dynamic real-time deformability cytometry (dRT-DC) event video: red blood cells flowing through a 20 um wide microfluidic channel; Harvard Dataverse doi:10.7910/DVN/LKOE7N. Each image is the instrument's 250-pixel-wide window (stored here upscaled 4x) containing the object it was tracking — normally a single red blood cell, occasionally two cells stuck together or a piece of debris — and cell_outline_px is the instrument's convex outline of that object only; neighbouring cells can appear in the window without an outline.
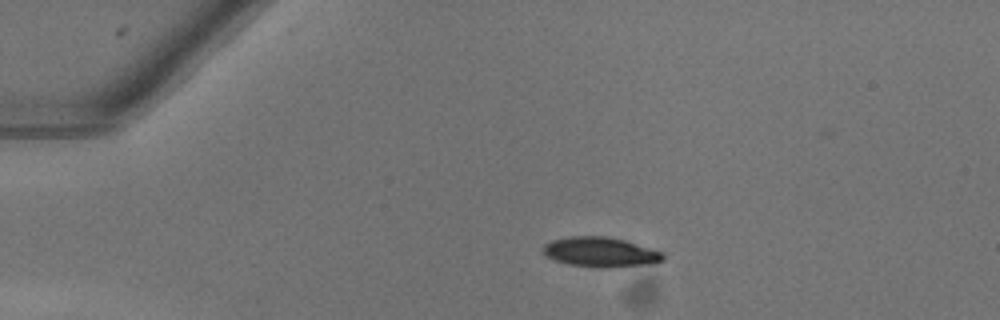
{"species": "common noctule bat (a hibernating species)", "species_latin": "Nyctalus noctula", "temperature_condition": "warm", "stored_images_in_passage": 41, "camera_frame_rate_fps": 3000, "um_per_image_px": 0.085, "animal": {"sex": "female"}, "frame": {"image": 1, "passage_image": 1, "time_ms": 0.0, "image_size_px": [1000, 320], "cell_outline_px": [[664, 260], [652, 264], [612, 268], [600, 268], [568, 264], [544, 256], [544, 244], [552, 240], [568, 236], [604, 236], [624, 240], [664, 252]], "centroid_in_image_um": [51.07, 21.44], "position_along_channel_um": 33.9, "area_um2": 21.04}}
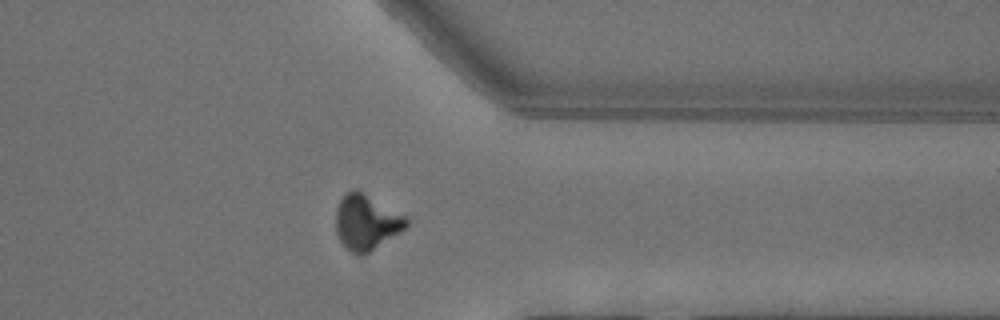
{"frame": {"image": 2, "passage_image": 31, "time_ms": 10.0, "image_size_px": [1000, 320], "cell_outline_px": [[408, 224], [400, 232], [368, 252], [360, 256], [352, 252], [340, 240], [336, 232], [336, 208], [340, 200], [352, 188], [356, 188], [404, 216], [408, 220]], "centroid_in_image_um": [31.11, 18.88], "position_along_channel_um": 380.3, "area_um2": 22.14}}
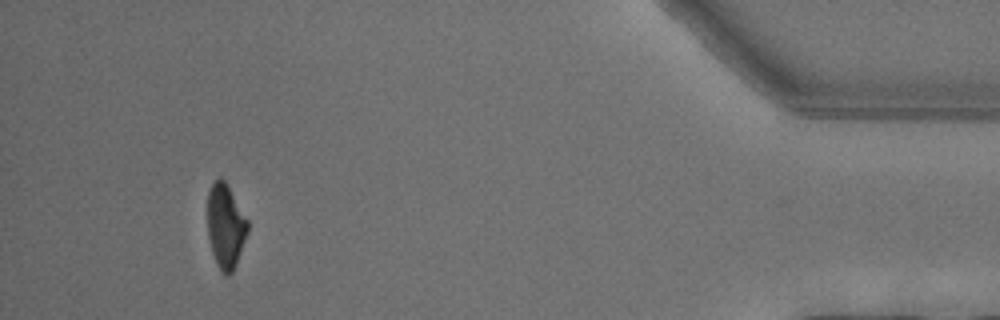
{"frame": {"image": 3, "passage_image": 38, "time_ms": 12.333, "image_size_px": [1000, 320], "cell_outline_px": [[248, 232], [236, 264], [232, 272], [228, 276], [224, 276], [220, 272], [216, 264], [212, 252], [208, 236], [208, 192], [212, 184], [220, 176], [228, 184], [248, 220]], "centroid_in_image_um": [19.18, 19.23], "position_along_channel_um": 416.0, "area_um2": 19.88}, "authors_computed_cell_mechanics": {"area_um2": 22.7154, "velocity_mm_per_s": 4.0764, "shape_relaxation_time_tau1_ms": 3.7353, "shape_relaxation_time_tau2_ms": null, "deformation_change_tau1": 0.1558, "deformation_change_tau2": null}}